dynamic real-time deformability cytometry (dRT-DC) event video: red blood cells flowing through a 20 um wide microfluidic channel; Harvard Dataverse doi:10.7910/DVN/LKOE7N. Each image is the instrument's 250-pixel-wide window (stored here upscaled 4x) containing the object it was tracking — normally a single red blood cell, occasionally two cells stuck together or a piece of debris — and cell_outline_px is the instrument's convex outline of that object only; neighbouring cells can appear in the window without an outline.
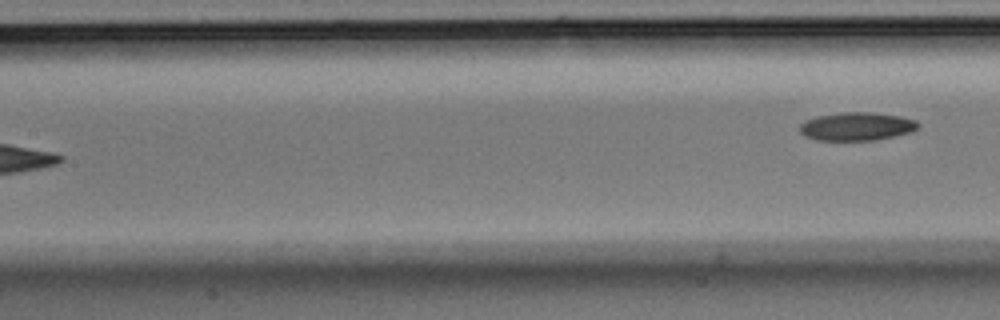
{"species": "Egyptian fruit bat (a non-hibernating species)", "species_latin": "Rousettus aegyptiacus", "temperature_condition": "room temperature", "stored_images_in_passage": 8, "segment_of_instrument_passage": [2, 2], "camera_frame_rate_fps": 3000, "um_per_image_px": 0.085, "animal": {"sex": "male"}, "frame": {"image": 1, "passage_image": 8, "time_ms": 2.333, "image_size_px": [1000, 320], "cell_outline_px": [[920, 124], [912, 132], [876, 140], [816, 140], [804, 136], [800, 132], [800, 124], [804, 120], [816, 116], [840, 112], [868, 112], [900, 116], [916, 120]], "centroid_in_image_um": [72.8, 10.74], "position_along_channel_um": 134.6, "area_um2": 19.59}}